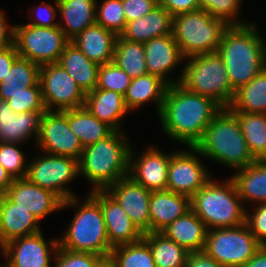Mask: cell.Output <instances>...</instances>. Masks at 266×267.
I'll use <instances>...</instances> for the list:
<instances>
[{
	"label": "cell",
	"instance_id": "6da1fadb",
	"mask_svg": "<svg viewBox=\"0 0 266 267\" xmlns=\"http://www.w3.org/2000/svg\"><path fill=\"white\" fill-rule=\"evenodd\" d=\"M222 109L213 99L192 93L177 83L168 85L158 116L166 136L195 147Z\"/></svg>",
	"mask_w": 266,
	"mask_h": 267
},
{
	"label": "cell",
	"instance_id": "7a4b0ae2",
	"mask_svg": "<svg viewBox=\"0 0 266 267\" xmlns=\"http://www.w3.org/2000/svg\"><path fill=\"white\" fill-rule=\"evenodd\" d=\"M254 23L229 25L218 54L223 58L233 89L249 83L266 67V43Z\"/></svg>",
	"mask_w": 266,
	"mask_h": 267
},
{
	"label": "cell",
	"instance_id": "3957f363",
	"mask_svg": "<svg viewBox=\"0 0 266 267\" xmlns=\"http://www.w3.org/2000/svg\"><path fill=\"white\" fill-rule=\"evenodd\" d=\"M131 147L121 131H114L107 138L83 149L78 160L79 175L92 184L91 191L106 190L129 175Z\"/></svg>",
	"mask_w": 266,
	"mask_h": 267
},
{
	"label": "cell",
	"instance_id": "277c9868",
	"mask_svg": "<svg viewBox=\"0 0 266 267\" xmlns=\"http://www.w3.org/2000/svg\"><path fill=\"white\" fill-rule=\"evenodd\" d=\"M77 197L63 201L62 209L72 206L77 209V213L66 233L58 240L59 246L71 251L109 257L113 247L109 244L100 202L90 192L82 204Z\"/></svg>",
	"mask_w": 266,
	"mask_h": 267
},
{
	"label": "cell",
	"instance_id": "5b68a950",
	"mask_svg": "<svg viewBox=\"0 0 266 267\" xmlns=\"http://www.w3.org/2000/svg\"><path fill=\"white\" fill-rule=\"evenodd\" d=\"M195 147L201 156L233 169L244 168L256 161L249 151L237 116L228 108H223L211 121Z\"/></svg>",
	"mask_w": 266,
	"mask_h": 267
},
{
	"label": "cell",
	"instance_id": "8992f818",
	"mask_svg": "<svg viewBox=\"0 0 266 267\" xmlns=\"http://www.w3.org/2000/svg\"><path fill=\"white\" fill-rule=\"evenodd\" d=\"M226 180L219 183L211 178L190 198L191 209L208 230L238 227L245 223L246 208L235 183L231 177Z\"/></svg>",
	"mask_w": 266,
	"mask_h": 267
},
{
	"label": "cell",
	"instance_id": "52a82bcc",
	"mask_svg": "<svg viewBox=\"0 0 266 267\" xmlns=\"http://www.w3.org/2000/svg\"><path fill=\"white\" fill-rule=\"evenodd\" d=\"M185 61L187 63L180 73L179 84L192 93L211 98L223 108H228L235 90L218 52L195 55Z\"/></svg>",
	"mask_w": 266,
	"mask_h": 267
},
{
	"label": "cell",
	"instance_id": "ba28073f",
	"mask_svg": "<svg viewBox=\"0 0 266 267\" xmlns=\"http://www.w3.org/2000/svg\"><path fill=\"white\" fill-rule=\"evenodd\" d=\"M229 25L199 9L173 16L172 35L185 59L218 52L222 35Z\"/></svg>",
	"mask_w": 266,
	"mask_h": 267
},
{
	"label": "cell",
	"instance_id": "9c48e42d",
	"mask_svg": "<svg viewBox=\"0 0 266 267\" xmlns=\"http://www.w3.org/2000/svg\"><path fill=\"white\" fill-rule=\"evenodd\" d=\"M261 247L244 223L208 230L204 251L225 267H243Z\"/></svg>",
	"mask_w": 266,
	"mask_h": 267
},
{
	"label": "cell",
	"instance_id": "30bf717a",
	"mask_svg": "<svg viewBox=\"0 0 266 267\" xmlns=\"http://www.w3.org/2000/svg\"><path fill=\"white\" fill-rule=\"evenodd\" d=\"M70 40L59 26L38 27L29 24H16L14 44L19 57L39 66L57 63Z\"/></svg>",
	"mask_w": 266,
	"mask_h": 267
},
{
	"label": "cell",
	"instance_id": "8fae6325",
	"mask_svg": "<svg viewBox=\"0 0 266 267\" xmlns=\"http://www.w3.org/2000/svg\"><path fill=\"white\" fill-rule=\"evenodd\" d=\"M79 176L78 160L67 156L42 153L28 163L26 178L37 186L50 190L63 201L72 198L75 193L67 184Z\"/></svg>",
	"mask_w": 266,
	"mask_h": 267
},
{
	"label": "cell",
	"instance_id": "7c38bea8",
	"mask_svg": "<svg viewBox=\"0 0 266 267\" xmlns=\"http://www.w3.org/2000/svg\"><path fill=\"white\" fill-rule=\"evenodd\" d=\"M39 82L46 110L63 111L85 105L86 94L59 63L42 65Z\"/></svg>",
	"mask_w": 266,
	"mask_h": 267
},
{
	"label": "cell",
	"instance_id": "4fadbf2b",
	"mask_svg": "<svg viewBox=\"0 0 266 267\" xmlns=\"http://www.w3.org/2000/svg\"><path fill=\"white\" fill-rule=\"evenodd\" d=\"M44 153L80 159L83 145L68 124V109L47 110L41 120L40 135L36 143Z\"/></svg>",
	"mask_w": 266,
	"mask_h": 267
},
{
	"label": "cell",
	"instance_id": "5bb4252c",
	"mask_svg": "<svg viewBox=\"0 0 266 267\" xmlns=\"http://www.w3.org/2000/svg\"><path fill=\"white\" fill-rule=\"evenodd\" d=\"M190 151L172 152L168 166L167 190L192 197L211 178L203 165L200 151L189 147Z\"/></svg>",
	"mask_w": 266,
	"mask_h": 267
},
{
	"label": "cell",
	"instance_id": "9a60e30c",
	"mask_svg": "<svg viewBox=\"0 0 266 267\" xmlns=\"http://www.w3.org/2000/svg\"><path fill=\"white\" fill-rule=\"evenodd\" d=\"M46 241L42 231L10 240L0 249L7 258L5 267H51V253H56L59 244L54 238Z\"/></svg>",
	"mask_w": 266,
	"mask_h": 267
},
{
	"label": "cell",
	"instance_id": "2e32d148",
	"mask_svg": "<svg viewBox=\"0 0 266 267\" xmlns=\"http://www.w3.org/2000/svg\"><path fill=\"white\" fill-rule=\"evenodd\" d=\"M141 154L137 157L131 148L129 176L151 192L167 190L168 166L172 151L167 154L150 146Z\"/></svg>",
	"mask_w": 266,
	"mask_h": 267
},
{
	"label": "cell",
	"instance_id": "e0dca14e",
	"mask_svg": "<svg viewBox=\"0 0 266 267\" xmlns=\"http://www.w3.org/2000/svg\"><path fill=\"white\" fill-rule=\"evenodd\" d=\"M90 193L101 204L109 244L112 247L135 243L143 239L144 233L106 190H95Z\"/></svg>",
	"mask_w": 266,
	"mask_h": 267
},
{
	"label": "cell",
	"instance_id": "ac0fdd59",
	"mask_svg": "<svg viewBox=\"0 0 266 267\" xmlns=\"http://www.w3.org/2000/svg\"><path fill=\"white\" fill-rule=\"evenodd\" d=\"M106 191L114 197L131 221L143 232H150L149 201L151 191L138 184L131 176L120 178Z\"/></svg>",
	"mask_w": 266,
	"mask_h": 267
},
{
	"label": "cell",
	"instance_id": "d6986e66",
	"mask_svg": "<svg viewBox=\"0 0 266 267\" xmlns=\"http://www.w3.org/2000/svg\"><path fill=\"white\" fill-rule=\"evenodd\" d=\"M5 195L18 207L34 214L39 221L62 209L63 205L58 195L31 183L27 178L14 179Z\"/></svg>",
	"mask_w": 266,
	"mask_h": 267
},
{
	"label": "cell",
	"instance_id": "ffe728a7",
	"mask_svg": "<svg viewBox=\"0 0 266 267\" xmlns=\"http://www.w3.org/2000/svg\"><path fill=\"white\" fill-rule=\"evenodd\" d=\"M144 44L145 62L148 74L155 75L168 85L179 83V78L168 77L180 62H185L172 34L155 37ZM169 78V79H168Z\"/></svg>",
	"mask_w": 266,
	"mask_h": 267
},
{
	"label": "cell",
	"instance_id": "44dd1931",
	"mask_svg": "<svg viewBox=\"0 0 266 267\" xmlns=\"http://www.w3.org/2000/svg\"><path fill=\"white\" fill-rule=\"evenodd\" d=\"M44 113H15L7 101L0 100V142L24 144L34 136L37 143Z\"/></svg>",
	"mask_w": 266,
	"mask_h": 267
},
{
	"label": "cell",
	"instance_id": "7402d4cb",
	"mask_svg": "<svg viewBox=\"0 0 266 267\" xmlns=\"http://www.w3.org/2000/svg\"><path fill=\"white\" fill-rule=\"evenodd\" d=\"M39 223L34 214L0 195V248L10 240L42 231Z\"/></svg>",
	"mask_w": 266,
	"mask_h": 267
},
{
	"label": "cell",
	"instance_id": "603a6c76",
	"mask_svg": "<svg viewBox=\"0 0 266 267\" xmlns=\"http://www.w3.org/2000/svg\"><path fill=\"white\" fill-rule=\"evenodd\" d=\"M191 209L190 197L169 190L151 192L150 232H161Z\"/></svg>",
	"mask_w": 266,
	"mask_h": 267
},
{
	"label": "cell",
	"instance_id": "cb8c5ba5",
	"mask_svg": "<svg viewBox=\"0 0 266 267\" xmlns=\"http://www.w3.org/2000/svg\"><path fill=\"white\" fill-rule=\"evenodd\" d=\"M89 112L114 131H122L120 124L129 109L121 93L95 88L86 93L85 105Z\"/></svg>",
	"mask_w": 266,
	"mask_h": 267
},
{
	"label": "cell",
	"instance_id": "d4e9b609",
	"mask_svg": "<svg viewBox=\"0 0 266 267\" xmlns=\"http://www.w3.org/2000/svg\"><path fill=\"white\" fill-rule=\"evenodd\" d=\"M173 16L159 3L147 15L126 22L123 39L145 43L155 37L172 34Z\"/></svg>",
	"mask_w": 266,
	"mask_h": 267
},
{
	"label": "cell",
	"instance_id": "484cf974",
	"mask_svg": "<svg viewBox=\"0 0 266 267\" xmlns=\"http://www.w3.org/2000/svg\"><path fill=\"white\" fill-rule=\"evenodd\" d=\"M208 228L190 209L175 219L161 233L184 247L188 252L204 251Z\"/></svg>",
	"mask_w": 266,
	"mask_h": 267
},
{
	"label": "cell",
	"instance_id": "4316f807",
	"mask_svg": "<svg viewBox=\"0 0 266 267\" xmlns=\"http://www.w3.org/2000/svg\"><path fill=\"white\" fill-rule=\"evenodd\" d=\"M117 35L95 23L75 36L70 42L80 49L88 59L101 64L113 61Z\"/></svg>",
	"mask_w": 266,
	"mask_h": 267
},
{
	"label": "cell",
	"instance_id": "83f0119b",
	"mask_svg": "<svg viewBox=\"0 0 266 267\" xmlns=\"http://www.w3.org/2000/svg\"><path fill=\"white\" fill-rule=\"evenodd\" d=\"M97 0H57L58 12L64 23L58 26L72 40L79 33L96 23Z\"/></svg>",
	"mask_w": 266,
	"mask_h": 267
},
{
	"label": "cell",
	"instance_id": "f1b7e54d",
	"mask_svg": "<svg viewBox=\"0 0 266 267\" xmlns=\"http://www.w3.org/2000/svg\"><path fill=\"white\" fill-rule=\"evenodd\" d=\"M57 63L68 72L85 94L96 88L100 65L88 59L71 42L65 46Z\"/></svg>",
	"mask_w": 266,
	"mask_h": 267
},
{
	"label": "cell",
	"instance_id": "f546056e",
	"mask_svg": "<svg viewBox=\"0 0 266 267\" xmlns=\"http://www.w3.org/2000/svg\"><path fill=\"white\" fill-rule=\"evenodd\" d=\"M167 88L168 84L164 80L148 73L131 79L130 85L124 94L126 106L131 112L152 101L155 103L159 115Z\"/></svg>",
	"mask_w": 266,
	"mask_h": 267
},
{
	"label": "cell",
	"instance_id": "4dcf8cb0",
	"mask_svg": "<svg viewBox=\"0 0 266 267\" xmlns=\"http://www.w3.org/2000/svg\"><path fill=\"white\" fill-rule=\"evenodd\" d=\"M231 179L242 202L266 203V160L237 169Z\"/></svg>",
	"mask_w": 266,
	"mask_h": 267
},
{
	"label": "cell",
	"instance_id": "1f68e13d",
	"mask_svg": "<svg viewBox=\"0 0 266 267\" xmlns=\"http://www.w3.org/2000/svg\"><path fill=\"white\" fill-rule=\"evenodd\" d=\"M68 124L84 148L114 132L110 126L93 116L85 106L68 109Z\"/></svg>",
	"mask_w": 266,
	"mask_h": 267
},
{
	"label": "cell",
	"instance_id": "d6a6232c",
	"mask_svg": "<svg viewBox=\"0 0 266 267\" xmlns=\"http://www.w3.org/2000/svg\"><path fill=\"white\" fill-rule=\"evenodd\" d=\"M40 67L28 59L18 57L8 75L0 82V100L7 101L13 95L31 86H41Z\"/></svg>",
	"mask_w": 266,
	"mask_h": 267
},
{
	"label": "cell",
	"instance_id": "836d02e7",
	"mask_svg": "<svg viewBox=\"0 0 266 267\" xmlns=\"http://www.w3.org/2000/svg\"><path fill=\"white\" fill-rule=\"evenodd\" d=\"M228 109L231 112L266 114V67L235 91Z\"/></svg>",
	"mask_w": 266,
	"mask_h": 267
},
{
	"label": "cell",
	"instance_id": "e575fe53",
	"mask_svg": "<svg viewBox=\"0 0 266 267\" xmlns=\"http://www.w3.org/2000/svg\"><path fill=\"white\" fill-rule=\"evenodd\" d=\"M156 267H186L188 251L161 232L144 233Z\"/></svg>",
	"mask_w": 266,
	"mask_h": 267
},
{
	"label": "cell",
	"instance_id": "d590c367",
	"mask_svg": "<svg viewBox=\"0 0 266 267\" xmlns=\"http://www.w3.org/2000/svg\"><path fill=\"white\" fill-rule=\"evenodd\" d=\"M112 62L119 66L131 79L148 73L144 44L123 39L120 35L116 38Z\"/></svg>",
	"mask_w": 266,
	"mask_h": 267
},
{
	"label": "cell",
	"instance_id": "8d00e7d4",
	"mask_svg": "<svg viewBox=\"0 0 266 267\" xmlns=\"http://www.w3.org/2000/svg\"><path fill=\"white\" fill-rule=\"evenodd\" d=\"M255 160H266V114L233 112Z\"/></svg>",
	"mask_w": 266,
	"mask_h": 267
},
{
	"label": "cell",
	"instance_id": "74e56055",
	"mask_svg": "<svg viewBox=\"0 0 266 267\" xmlns=\"http://www.w3.org/2000/svg\"><path fill=\"white\" fill-rule=\"evenodd\" d=\"M110 257L118 267H156L150 247L144 239L113 247Z\"/></svg>",
	"mask_w": 266,
	"mask_h": 267
},
{
	"label": "cell",
	"instance_id": "f35d334b",
	"mask_svg": "<svg viewBox=\"0 0 266 267\" xmlns=\"http://www.w3.org/2000/svg\"><path fill=\"white\" fill-rule=\"evenodd\" d=\"M98 4L96 1V23L119 36L126 26L122 0H103Z\"/></svg>",
	"mask_w": 266,
	"mask_h": 267
},
{
	"label": "cell",
	"instance_id": "ab89813d",
	"mask_svg": "<svg viewBox=\"0 0 266 267\" xmlns=\"http://www.w3.org/2000/svg\"><path fill=\"white\" fill-rule=\"evenodd\" d=\"M18 145L20 144L0 142V165L13 179L26 178L28 170L25 153Z\"/></svg>",
	"mask_w": 266,
	"mask_h": 267
},
{
	"label": "cell",
	"instance_id": "60d3db41",
	"mask_svg": "<svg viewBox=\"0 0 266 267\" xmlns=\"http://www.w3.org/2000/svg\"><path fill=\"white\" fill-rule=\"evenodd\" d=\"M243 0H199L200 9L209 15L224 20L228 25H244L246 21H240L237 17ZM239 19V20H238Z\"/></svg>",
	"mask_w": 266,
	"mask_h": 267
},
{
	"label": "cell",
	"instance_id": "b9f144b4",
	"mask_svg": "<svg viewBox=\"0 0 266 267\" xmlns=\"http://www.w3.org/2000/svg\"><path fill=\"white\" fill-rule=\"evenodd\" d=\"M130 82L131 78L119 66L109 62L100 65L96 88L116 91L124 96Z\"/></svg>",
	"mask_w": 266,
	"mask_h": 267
},
{
	"label": "cell",
	"instance_id": "7bdbcfd3",
	"mask_svg": "<svg viewBox=\"0 0 266 267\" xmlns=\"http://www.w3.org/2000/svg\"><path fill=\"white\" fill-rule=\"evenodd\" d=\"M15 113L46 112L41 86H31L7 100Z\"/></svg>",
	"mask_w": 266,
	"mask_h": 267
},
{
	"label": "cell",
	"instance_id": "ee69618b",
	"mask_svg": "<svg viewBox=\"0 0 266 267\" xmlns=\"http://www.w3.org/2000/svg\"><path fill=\"white\" fill-rule=\"evenodd\" d=\"M103 257L98 254L71 251L58 246L54 267H96Z\"/></svg>",
	"mask_w": 266,
	"mask_h": 267
},
{
	"label": "cell",
	"instance_id": "f6af8a7d",
	"mask_svg": "<svg viewBox=\"0 0 266 267\" xmlns=\"http://www.w3.org/2000/svg\"><path fill=\"white\" fill-rule=\"evenodd\" d=\"M253 212L246 208L245 223L261 245H266V203L254 206Z\"/></svg>",
	"mask_w": 266,
	"mask_h": 267
},
{
	"label": "cell",
	"instance_id": "bcb514c9",
	"mask_svg": "<svg viewBox=\"0 0 266 267\" xmlns=\"http://www.w3.org/2000/svg\"><path fill=\"white\" fill-rule=\"evenodd\" d=\"M55 5L46 3L43 1L38 7H34V17L30 16L31 22L29 25H34L38 27H56L59 22H53L58 15V3L54 0ZM56 7V8H55ZM36 9V10H35ZM57 14V15H56ZM34 18V19H33Z\"/></svg>",
	"mask_w": 266,
	"mask_h": 267
},
{
	"label": "cell",
	"instance_id": "7dc6e473",
	"mask_svg": "<svg viewBox=\"0 0 266 267\" xmlns=\"http://www.w3.org/2000/svg\"><path fill=\"white\" fill-rule=\"evenodd\" d=\"M158 4L156 0H122L126 22L144 17Z\"/></svg>",
	"mask_w": 266,
	"mask_h": 267
},
{
	"label": "cell",
	"instance_id": "c3c4849f",
	"mask_svg": "<svg viewBox=\"0 0 266 267\" xmlns=\"http://www.w3.org/2000/svg\"><path fill=\"white\" fill-rule=\"evenodd\" d=\"M160 4L172 15L200 9L199 0H162Z\"/></svg>",
	"mask_w": 266,
	"mask_h": 267
},
{
	"label": "cell",
	"instance_id": "681fc988",
	"mask_svg": "<svg viewBox=\"0 0 266 267\" xmlns=\"http://www.w3.org/2000/svg\"><path fill=\"white\" fill-rule=\"evenodd\" d=\"M19 57L15 44L0 49V82L8 75L14 61Z\"/></svg>",
	"mask_w": 266,
	"mask_h": 267
},
{
	"label": "cell",
	"instance_id": "f907efd6",
	"mask_svg": "<svg viewBox=\"0 0 266 267\" xmlns=\"http://www.w3.org/2000/svg\"><path fill=\"white\" fill-rule=\"evenodd\" d=\"M186 267H225L218 263L205 251L189 252Z\"/></svg>",
	"mask_w": 266,
	"mask_h": 267
},
{
	"label": "cell",
	"instance_id": "816d5d0a",
	"mask_svg": "<svg viewBox=\"0 0 266 267\" xmlns=\"http://www.w3.org/2000/svg\"><path fill=\"white\" fill-rule=\"evenodd\" d=\"M5 13L0 10V49L7 48L14 44L15 24H8Z\"/></svg>",
	"mask_w": 266,
	"mask_h": 267
},
{
	"label": "cell",
	"instance_id": "f5cc1de1",
	"mask_svg": "<svg viewBox=\"0 0 266 267\" xmlns=\"http://www.w3.org/2000/svg\"><path fill=\"white\" fill-rule=\"evenodd\" d=\"M243 267H266V245H262L257 253Z\"/></svg>",
	"mask_w": 266,
	"mask_h": 267
},
{
	"label": "cell",
	"instance_id": "db71d44e",
	"mask_svg": "<svg viewBox=\"0 0 266 267\" xmlns=\"http://www.w3.org/2000/svg\"><path fill=\"white\" fill-rule=\"evenodd\" d=\"M13 178L0 165V195H5L13 182Z\"/></svg>",
	"mask_w": 266,
	"mask_h": 267
},
{
	"label": "cell",
	"instance_id": "11a10c76",
	"mask_svg": "<svg viewBox=\"0 0 266 267\" xmlns=\"http://www.w3.org/2000/svg\"><path fill=\"white\" fill-rule=\"evenodd\" d=\"M96 267H118V265L109 257L102 258Z\"/></svg>",
	"mask_w": 266,
	"mask_h": 267
}]
</instances>
